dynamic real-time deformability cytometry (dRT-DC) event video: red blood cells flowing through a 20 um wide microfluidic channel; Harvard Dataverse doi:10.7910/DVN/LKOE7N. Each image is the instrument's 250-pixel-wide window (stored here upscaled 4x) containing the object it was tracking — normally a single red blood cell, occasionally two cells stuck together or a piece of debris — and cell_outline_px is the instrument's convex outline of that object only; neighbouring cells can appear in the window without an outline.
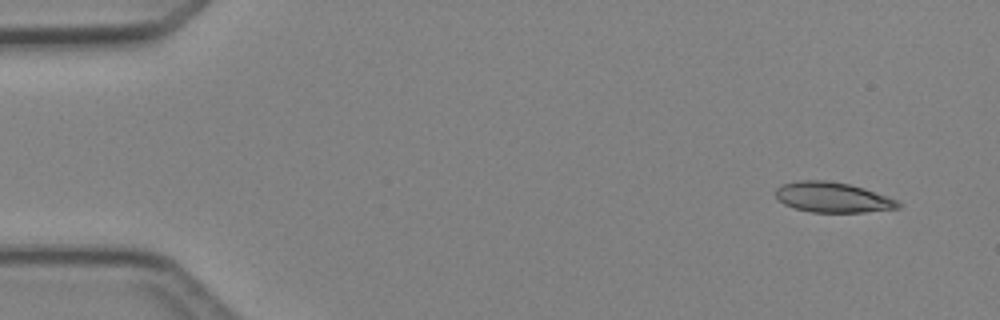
{"species": "Egyptian fruit bat (a non-hibernating species)", "species_latin": "Rousettus aegyptiacus", "temperature_condition": "cold", "stored_images_in_passage": 6, "segment_of_instrument_passage": [2, 2], "camera_frame_rate_fps": 3000, "um_per_image_px": 0.085, "animal": {"sex": "female"}, "frame": {"image": 1, "passage_image": 6, "time_ms": 6.0, "image_size_px": [1000, 320], "cell_outline_px": [[900, 208], [864, 212], [812, 212], [796, 208], [784, 204], [776, 196], [776, 188], [780, 184], [800, 180], [824, 180], [848, 184], [864, 188], [896, 200], [900, 204]], "centroid_in_image_um": [70.74, 16.77], "position_along_channel_um": 14.3, "area_um2": 21.33}}